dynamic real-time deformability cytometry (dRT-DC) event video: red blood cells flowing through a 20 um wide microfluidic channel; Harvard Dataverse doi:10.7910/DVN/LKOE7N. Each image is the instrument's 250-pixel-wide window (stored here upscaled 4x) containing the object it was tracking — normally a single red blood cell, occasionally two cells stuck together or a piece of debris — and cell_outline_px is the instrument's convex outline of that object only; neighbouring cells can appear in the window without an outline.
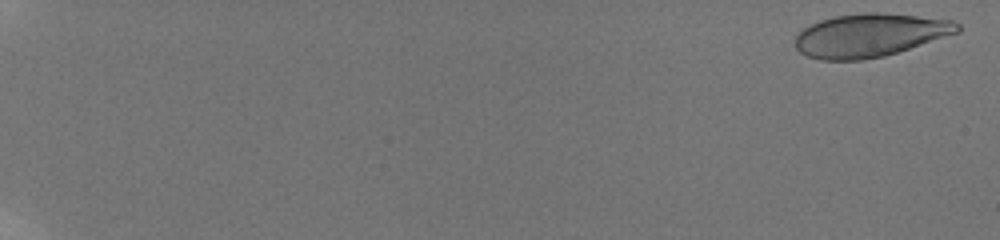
{"species": "human", "species_latin": "Homo sapiens", "temperature_condition": "room temperature", "stored_images_in_passage": 31, "camera_frame_rate_fps": 3000, "um_per_image_px": 0.085, "donor": {"sex": "male"}, "frame": {"image": 1, "passage_image": 1, "time_ms": 0.0, "image_size_px": [1000, 240], "cell_outline_px": [[960, 32], [884, 56], [864, 60], [820, 60], [808, 56], [800, 52], [796, 48], [796, 36], [804, 28], [820, 20], [832, 16], [864, 12], [880, 12], [952, 20], [960, 24]], "centroid_in_image_um": [73.94, 2.99], "position_along_channel_um": 11.1, "area_um2": 40.81}}
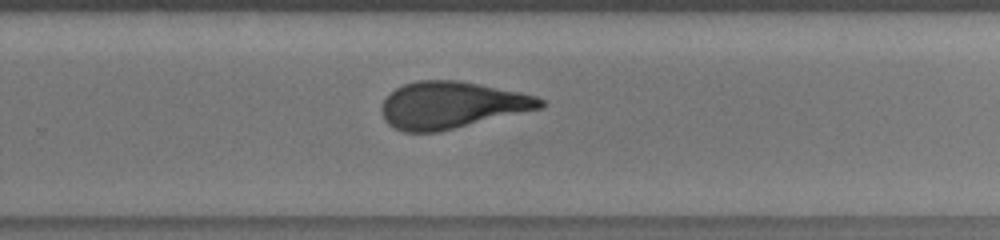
{"frame": {"image": 2, "passage_image": 28, "time_ms": 13.667, "image_size_px": [1000, 240], "cell_outline_px": [[544, 108], [440, 132], [404, 132], [392, 128], [384, 120], [380, 112], [380, 108], [384, 100], [396, 88], [404, 84], [416, 80], [456, 80], [520, 92], [536, 96], [544, 100]], "centroid_in_image_um": [38.38, 8.95], "position_along_channel_um": 291.4, "area_um2": 43.64}}
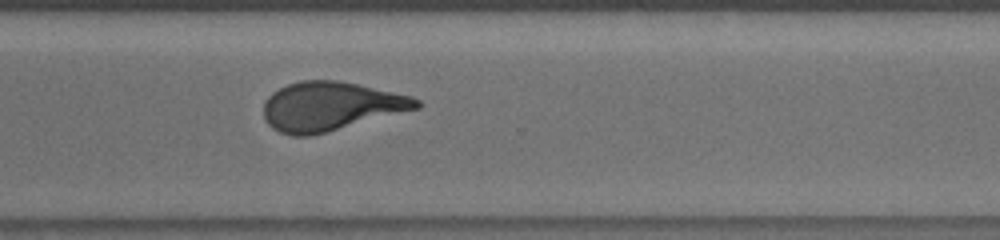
{"frame": {"image": 3, "passage_image": 31, "time_ms": 15.0, "image_size_px": [1000, 240], "cell_outline_px": [[420, 108], [312, 136], [292, 136], [280, 132], [272, 128], [268, 124], [264, 116], [264, 100], [272, 92], [288, 84], [300, 80], [336, 80], [356, 84], [412, 96], [420, 100]], "centroid_in_image_um": [28.08, 9.04], "position_along_channel_um": 342.5, "area_um2": 43.52}}